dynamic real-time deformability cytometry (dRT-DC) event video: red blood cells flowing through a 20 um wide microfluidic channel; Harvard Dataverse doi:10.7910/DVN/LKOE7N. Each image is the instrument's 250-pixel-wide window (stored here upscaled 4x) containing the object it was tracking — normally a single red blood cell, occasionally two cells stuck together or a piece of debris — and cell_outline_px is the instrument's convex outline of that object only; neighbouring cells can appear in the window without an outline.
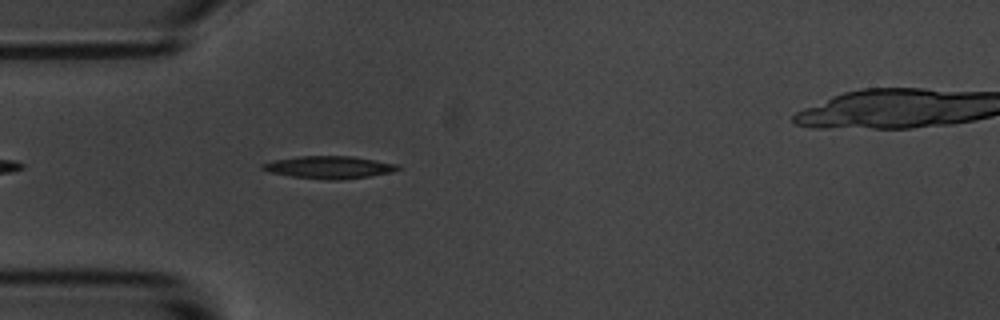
{"species": "common noctule bat (a hibernating species)", "species_latin": "Nyctalus noctula", "temperature_condition": "room temperature", "stored_images_in_passage": 6, "camera_frame_rate_fps": 3000, "um_per_image_px": 0.085, "animal": {"sex": "male", "body_mass_g": 20.1, "forearm_length_mm": 53.5}, "frame": {"image": 1, "passage_image": 5, "time_ms": 5.0, "image_size_px": [1000, 320], "cell_outline_px": [[400, 168], [392, 172], [368, 176], [340, 180], [328, 180], [292, 176], [268, 172], [260, 168], [260, 164], [276, 160], [296, 156], [352, 156], [400, 164]], "centroid_in_image_um": [27.97, 14.21], "position_along_channel_um": 57.0, "area_um2": 17.74}}